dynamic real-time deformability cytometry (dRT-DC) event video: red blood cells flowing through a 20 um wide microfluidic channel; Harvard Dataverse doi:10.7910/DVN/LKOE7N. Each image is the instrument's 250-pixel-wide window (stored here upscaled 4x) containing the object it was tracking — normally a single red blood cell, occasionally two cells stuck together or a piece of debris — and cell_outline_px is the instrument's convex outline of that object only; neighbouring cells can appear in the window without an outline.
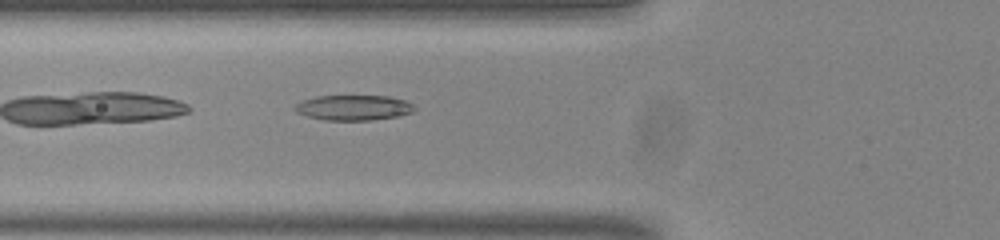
{"species": "common noctule bat (a hibernating species)", "species_latin": "Nyctalus noctula", "temperature_condition": "room temperature", "stored_images_in_passage": 37, "camera_frame_rate_fps": 3000, "um_per_image_px": 0.085, "animal": {"sex": "male", "body_mass_g": 20.0, "forearm_length_mm": 53.3}, "frame": {"image": 1, "passage_image": 3, "time_ms": 0.667, "image_size_px": [1000, 240], "cell_outline_px": [[416, 108], [412, 112], [400, 116], [372, 120], [324, 120], [308, 116], [296, 112], [292, 108], [296, 104], [304, 100], [316, 96], [388, 96], [404, 100], [412, 104]], "centroid_in_image_um": [30.05, 9.15], "position_along_channel_um": 95.7, "area_um2": 17.57}}
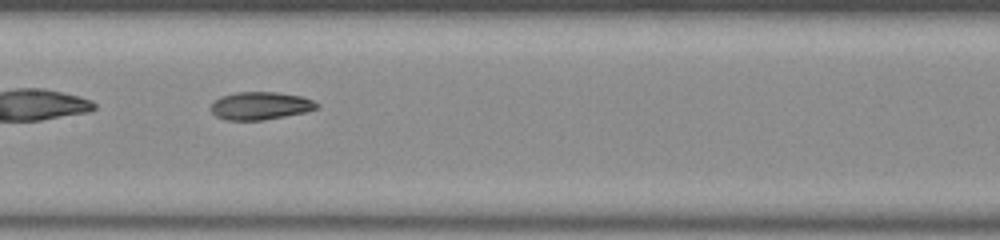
{"frame": {"image": 2, "passage_image": 10, "time_ms": 3.0, "image_size_px": [1000, 240], "cell_outline_px": [[320, 108], [308, 112], [264, 120], [224, 120], [216, 116], [208, 108], [212, 100], [220, 96], [236, 92], [276, 92], [300, 96], [312, 100], [320, 104]], "centroid_in_image_um": [22.11, 8.99], "position_along_channel_um": 185.3, "area_um2": 17.57}}
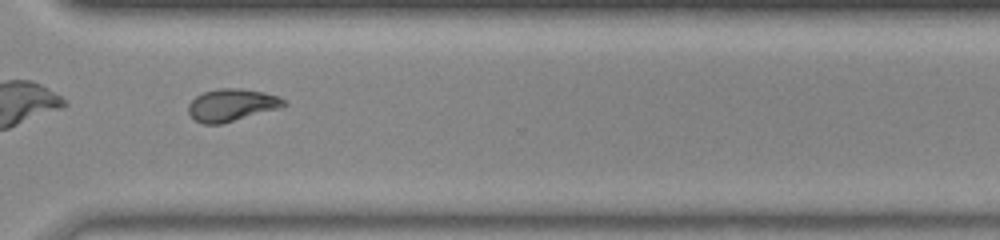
{"frame": {"image": 3, "passage_image": 23, "time_ms": 7.333, "image_size_px": [1000, 240], "cell_outline_px": [[288, 104], [280, 108], [220, 124], [204, 124], [196, 120], [188, 112], [188, 104], [196, 96], [204, 92], [220, 88], [240, 88], [264, 92], [280, 96]], "centroid_in_image_um": [19.71, 8.91], "position_along_channel_um": 350.9, "area_um2": 17.92}, "authors_computed_cell_mechanics": {"area_um2": 17.7446, "velocity_mm_per_s": 3.8217, "shape_relaxation_time_tau1_ms": null, "shape_relaxation_time_tau2_ms": 2.2976, "deformation_change_tau1": null, "deformation_change_tau2": 0.0727}}